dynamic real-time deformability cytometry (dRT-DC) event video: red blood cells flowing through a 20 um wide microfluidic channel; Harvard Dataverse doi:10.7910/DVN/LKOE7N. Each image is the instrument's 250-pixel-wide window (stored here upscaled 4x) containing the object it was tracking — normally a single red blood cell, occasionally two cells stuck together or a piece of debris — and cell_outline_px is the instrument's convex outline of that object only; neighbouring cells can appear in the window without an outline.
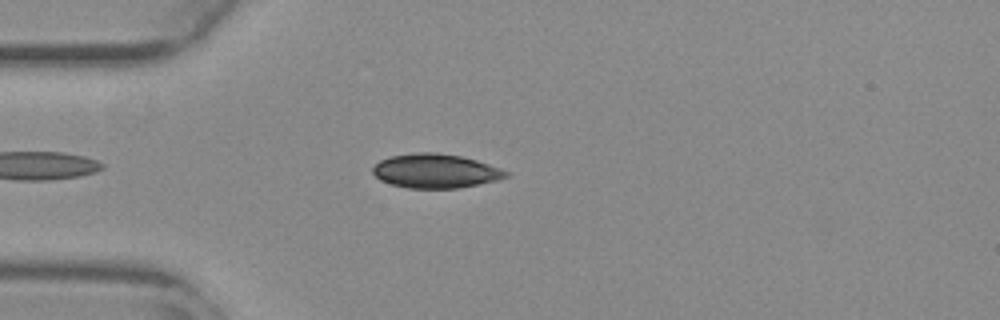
{"species": "common noctule bat (a hibernating species)", "species_latin": "Nyctalus noctula", "temperature_condition": "warm", "stored_images_in_passage": 46, "camera_frame_rate_fps": 3000, "um_per_image_px": 0.085, "animal": {"sex": "female", "body_mass_g": 29.2, "forearm_length_mm": 56.3}, "frame": {"image": 1, "passage_image": 6, "time_ms": 1.667, "image_size_px": [1000, 320], "cell_outline_px": [[508, 176], [496, 180], [460, 188], [408, 188], [392, 184], [380, 180], [372, 172], [372, 168], [380, 160], [392, 156], [416, 152], [436, 152], [460, 156], [476, 160], [500, 168], [508, 172]], "centroid_in_image_um": [37.0, 14.53], "position_along_channel_um": 48.0, "area_um2": 26.3}}
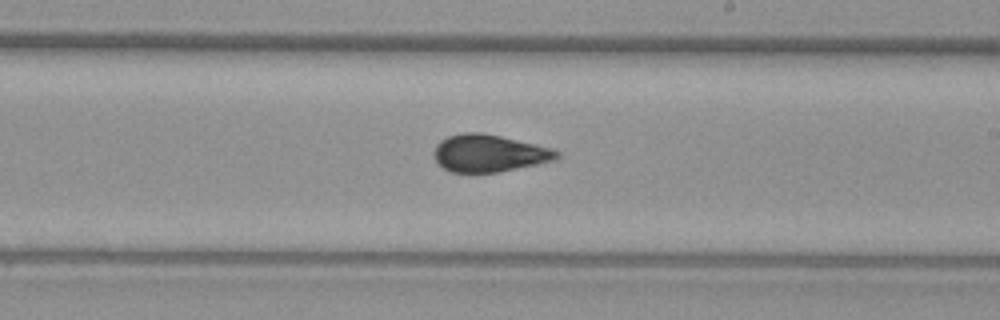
{"frame": {"image": 2, "passage_image": 23, "time_ms": 7.333, "image_size_px": [1000, 320], "cell_outline_px": [[560, 156], [556, 160], [496, 172], [452, 172], [436, 164], [432, 156], [432, 152], [436, 144], [440, 140], [448, 136], [464, 132], [480, 132], [500, 136], [552, 148], [560, 152]], "centroid_in_image_um": [41.52, 13.02], "position_along_channel_um": 247.5, "area_um2": 26.76}}
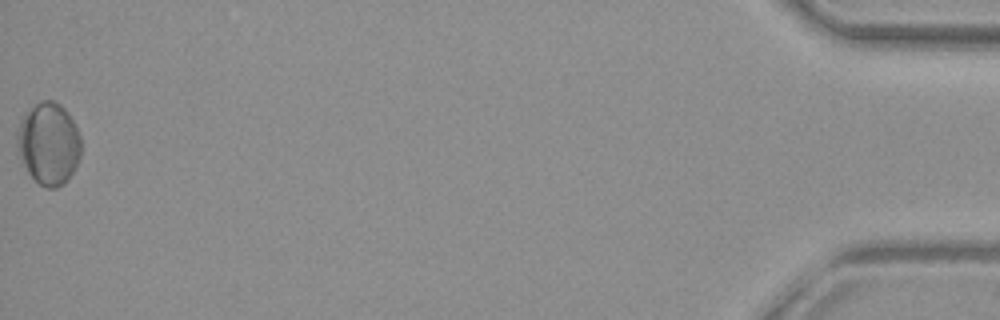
{"frame": {"image": 3, "passage_image": 46, "time_ms": 15.0, "image_size_px": [1000, 320], "cell_outline_px": [[80, 156], [68, 180], [64, 184], [56, 188], [44, 188], [28, 172], [16, 148], [16, 132], [20, 120], [24, 112], [40, 100], [56, 100], [68, 112], [80, 136]], "centroid_in_image_um": [4.11, 12.18], "position_along_channel_um": 431.1, "area_um2": 30.81}, "authors_computed_cell_mechanics": {"area_um2": 26.4724, "velocity_mm_per_s": 3.7676, "shape_relaxation_time_tau1_ms": 5.9371, "shape_relaxation_time_tau2_ms": 2.0459, "deformation_change_tau1": 0.1162, "deformation_change_tau2": 0.0401}}